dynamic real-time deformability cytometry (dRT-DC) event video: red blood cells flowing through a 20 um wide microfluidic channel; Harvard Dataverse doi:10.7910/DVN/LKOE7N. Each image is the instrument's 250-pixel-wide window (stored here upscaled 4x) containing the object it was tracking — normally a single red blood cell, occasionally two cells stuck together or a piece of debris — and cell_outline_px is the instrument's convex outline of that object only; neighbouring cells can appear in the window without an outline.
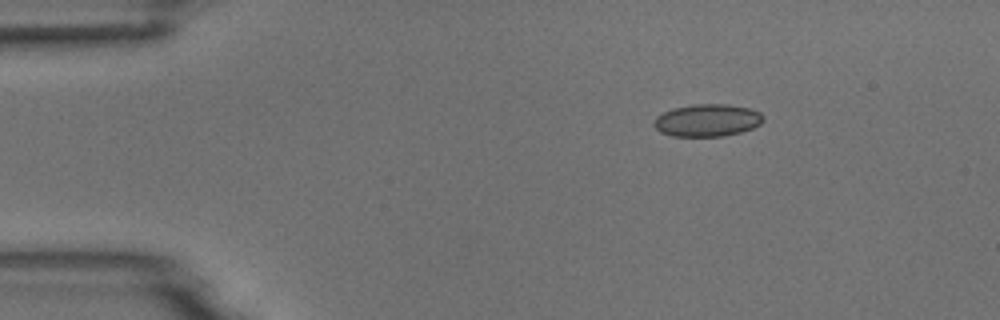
{"species": "common noctule bat (a hibernating species)", "species_latin": "Nyctalus noctula", "temperature_condition": "room temperature", "stored_images_in_passage": 3, "camera_frame_rate_fps": 3000, "um_per_image_px": 0.085, "animal": {"sex": "male", "body_mass_g": 18.8}, "frame": {"image": 1, "passage_image": 1, "time_ms": 0.0, "image_size_px": [1000, 320], "cell_outline_px": [[764, 120], [760, 124], [752, 128], [740, 132], [724, 136], [672, 136], [660, 132], [652, 124], [652, 120], [656, 116], [672, 108], [692, 104], [728, 104], [748, 108], [760, 112], [764, 116]], "centroid_in_image_um": [60.09, 10.22], "position_along_channel_um": 24.9, "area_um2": 20.81}}